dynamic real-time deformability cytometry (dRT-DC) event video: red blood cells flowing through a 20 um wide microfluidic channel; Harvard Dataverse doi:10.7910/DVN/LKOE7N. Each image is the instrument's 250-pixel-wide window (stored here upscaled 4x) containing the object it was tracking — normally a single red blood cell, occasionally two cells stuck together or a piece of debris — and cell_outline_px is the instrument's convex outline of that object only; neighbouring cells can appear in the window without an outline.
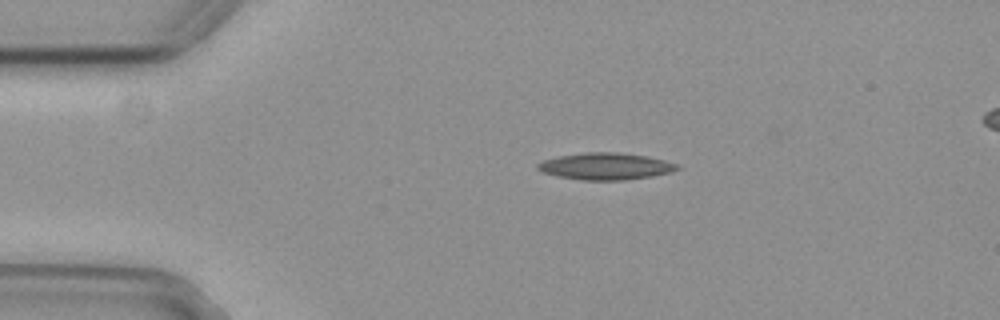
{"species": "common noctule bat (a hibernating species)", "species_latin": "Nyctalus noctula", "temperature_condition": "cold", "stored_images_in_passage": 54, "camera_frame_rate_fps": 3000, "um_per_image_px": 0.085, "animal": {"sex": "female", "body_mass_g": 29.2, "forearm_length_mm": 56.3}, "frame": {"image": 1, "passage_image": 10, "time_ms": 3.0, "image_size_px": [1000, 320], "cell_outline_px": [[680, 168], [672, 172], [652, 176], [624, 180], [580, 180], [556, 176], [544, 172], [536, 168], [536, 164], [544, 160], [560, 156], [588, 152], [616, 152], [648, 156], [680, 164]], "centroid_in_image_um": [51.51, 14.14], "position_along_channel_um": 33.5, "area_um2": 21.85}}
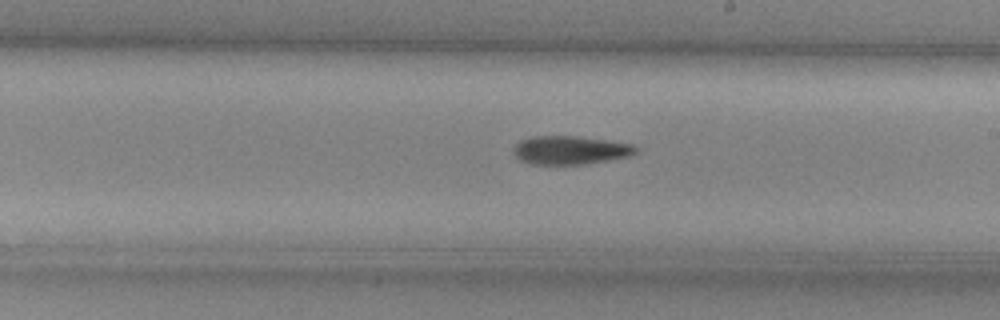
{"frame": {"image": 2, "passage_image": 30, "time_ms": 9.667, "image_size_px": [1000, 320], "cell_outline_px": [[636, 152], [628, 156], [588, 164], [528, 164], [520, 160], [516, 156], [516, 144], [520, 140], [532, 136], [576, 136], [608, 140], [632, 144], [636, 148]], "centroid_in_image_um": [48.47, 12.76], "position_along_channel_um": 240.5, "area_um2": 20.11}}
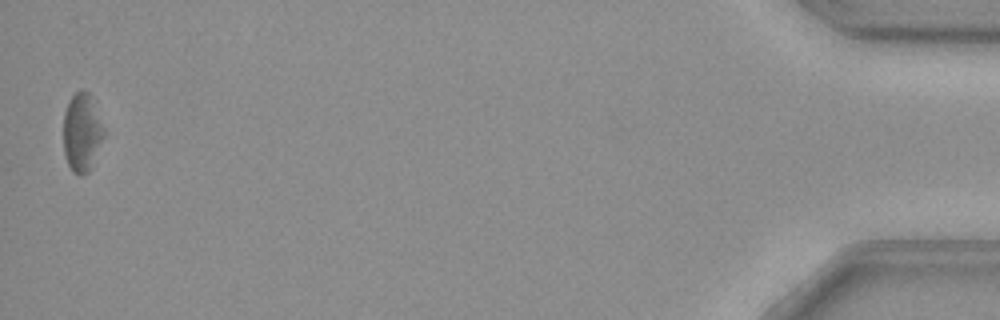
{"frame": {"image": 3, "passage_image": 53, "time_ms": 17.333, "image_size_px": [1000, 320], "cell_outline_px": [[104, 136], [92, 168], [88, 172], [72, 172], [64, 156], [64, 112], [68, 100], [76, 92], [88, 92], [104, 128]], "centroid_in_image_um": [6.96, 11.28], "position_along_channel_um": 428.2, "area_um2": 18.15}, "authors_computed_cell_mechanics": {"area_um2": 20.5768, "velocity_mm_per_s": 3.7418, "shape_relaxation_time_tau1_ms": 9.7187, "shape_relaxation_time_tau2_ms": null, "deformation_change_tau1": 0.1904, "deformation_change_tau2": null}}